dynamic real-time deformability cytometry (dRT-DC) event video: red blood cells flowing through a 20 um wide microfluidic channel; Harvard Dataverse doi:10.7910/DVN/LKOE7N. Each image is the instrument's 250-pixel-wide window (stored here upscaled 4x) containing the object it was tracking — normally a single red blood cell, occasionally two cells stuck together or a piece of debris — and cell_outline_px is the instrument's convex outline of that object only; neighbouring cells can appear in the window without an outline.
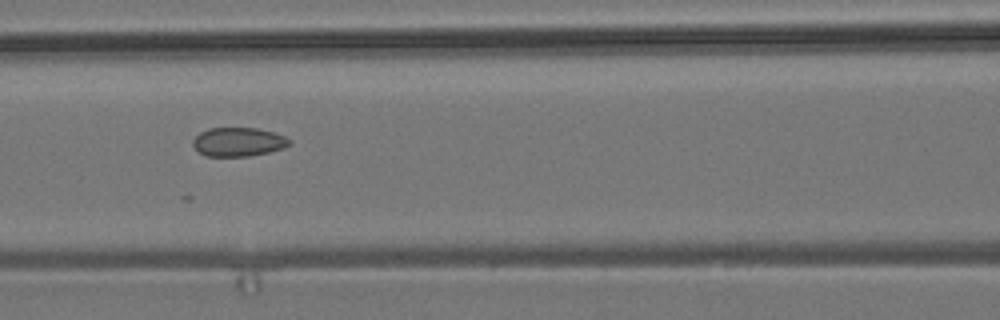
{"species": "common noctule bat (a hibernating species)", "species_latin": "Nyctalus noctula", "temperature_condition": "room temperature", "stored_images_in_passage": 9, "camera_frame_rate_fps": 3000, "um_per_image_px": 0.085, "animal": {"sex": "male", "body_mass_g": 19.2, "forearm_length_mm": 51.8}, "frame": {"image": 1, "passage_image": 6, "time_ms": 6.667, "image_size_px": [1000, 320], "cell_outline_px": [[292, 144], [284, 148], [268, 152], [248, 156], [204, 156], [192, 144], [192, 140], [200, 132], [208, 128], [256, 128], [272, 132], [284, 136], [292, 140]], "centroid_in_image_um": [20.27, 12.06], "position_along_channel_um": 146.3, "area_um2": 16.24}}
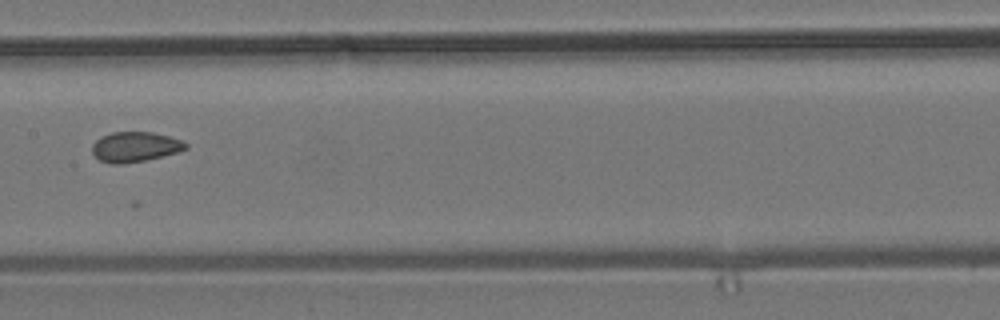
{"frame": {"image": 2, "passage_image": 7, "time_ms": 8.0, "image_size_px": [1000, 320], "cell_outline_px": [[188, 148], [176, 152], [144, 160], [120, 164], [112, 164], [100, 160], [92, 152], [92, 144], [100, 136], [112, 132], [152, 132], [168, 136], [180, 140], [188, 144]], "centroid_in_image_um": [11.44, 12.47], "position_along_channel_um": 196.0, "area_um2": 16.18}}